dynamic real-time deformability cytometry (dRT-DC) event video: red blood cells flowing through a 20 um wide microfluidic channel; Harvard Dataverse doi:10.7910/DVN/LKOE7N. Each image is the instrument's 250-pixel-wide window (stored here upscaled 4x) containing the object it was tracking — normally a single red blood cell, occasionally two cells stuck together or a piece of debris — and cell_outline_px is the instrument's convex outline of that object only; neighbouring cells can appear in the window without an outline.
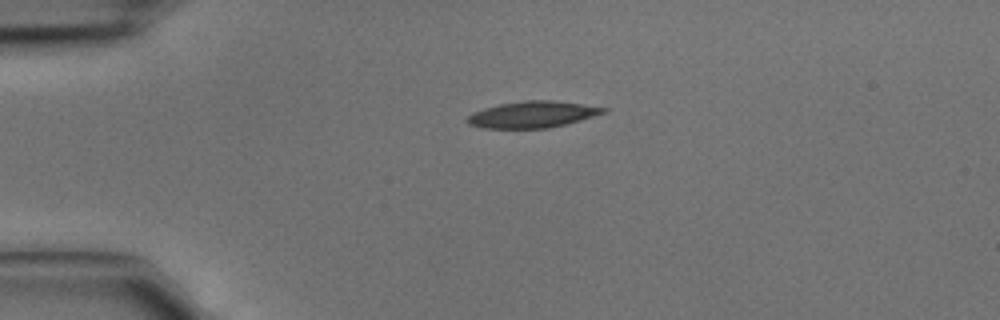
{"species": "common noctule bat (a hibernating species)", "species_latin": "Nyctalus noctula", "temperature_condition": "cold", "stored_images_in_passage": 2, "camera_frame_rate_fps": 3000, "um_per_image_px": 0.085, "animal": {"sex": "male", "body_mass_g": 15.6}, "frame": {"image": 1, "passage_image": 1, "time_ms": 0.0, "image_size_px": [1000, 320], "cell_outline_px": [[608, 112], [580, 120], [548, 128], [484, 128], [468, 124], [464, 120], [472, 112], [484, 108], [500, 104], [524, 100], [552, 100], [608, 108]], "centroid_in_image_um": [45.23, 9.73], "position_along_channel_um": 39.8, "area_um2": 20.92}}